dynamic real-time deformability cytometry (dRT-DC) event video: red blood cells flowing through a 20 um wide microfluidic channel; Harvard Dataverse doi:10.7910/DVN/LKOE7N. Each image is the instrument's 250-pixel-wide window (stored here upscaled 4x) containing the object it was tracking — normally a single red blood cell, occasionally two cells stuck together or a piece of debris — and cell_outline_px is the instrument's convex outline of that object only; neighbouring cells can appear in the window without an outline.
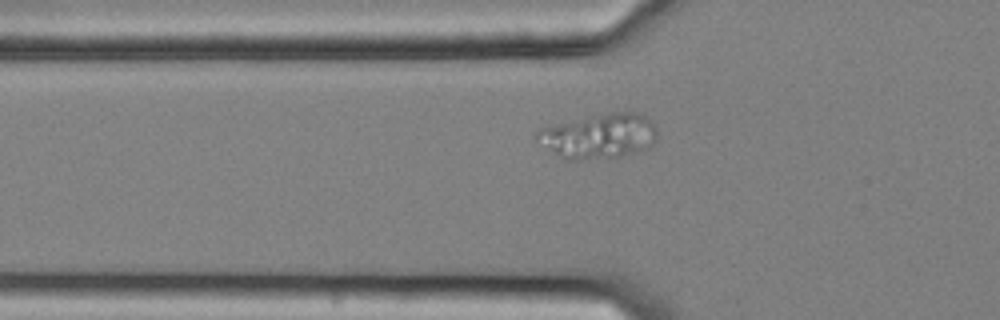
{"species": "common noctule bat (a hibernating species)", "species_latin": "Nyctalus noctula", "temperature_condition": "cold", "stored_images_in_passage": 43, "camera_frame_rate_fps": 3000, "um_per_image_px": 0.085, "animal": {"sex": "female", "body_mass_g": 25.1}, "frame": {"image": 1, "passage_image": 6, "time_ms": 1.667, "image_size_px": [1000, 320], "cell_outline_px": [[656, 140], [648, 148], [620, 156], [580, 160], [568, 160], [536, 140], [532, 136], [540, 128], [556, 124], [592, 116], [612, 112], [636, 112], [652, 120], [656, 128]], "centroid_in_image_um": [50.93, 11.56], "position_along_channel_um": 74.9, "area_um2": 30.98}}
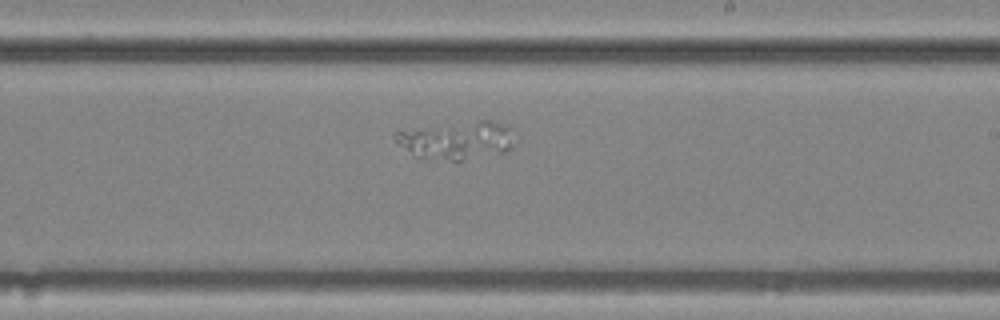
{"frame": {"image": 2, "passage_image": 21, "time_ms": 6.667, "image_size_px": [1000, 320], "cell_outline_px": [[512, 148], [504, 152], [456, 164], [416, 156], [396, 144], [392, 140], [392, 136], [396, 132], [480, 120], [488, 120], [500, 124], [508, 128]], "centroid_in_image_um": [38.77, 12.0], "position_along_channel_um": 250.2, "area_um2": 26.36}}
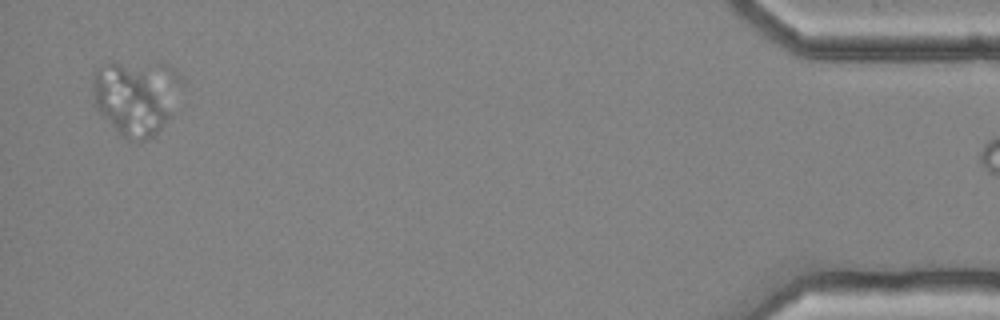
{"frame": {"image": 3, "passage_image": 42, "time_ms": 13.667, "image_size_px": [1000, 320], "cell_outline_px": [[168, 116], [156, 132], [152, 136], [144, 140], [132, 140], [120, 136], [96, 108], [92, 80], [92, 72], [96, 68], [108, 64], [116, 64], [140, 72], [144, 76], [168, 112]], "centroid_in_image_um": [10.86, 8.66], "position_along_channel_um": 424.3, "area_um2": 28.9}}